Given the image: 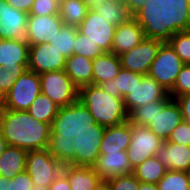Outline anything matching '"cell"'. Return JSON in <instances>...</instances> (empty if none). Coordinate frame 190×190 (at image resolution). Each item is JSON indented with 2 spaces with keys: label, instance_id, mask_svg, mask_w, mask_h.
I'll return each mask as SVG.
<instances>
[{
  "label": "cell",
  "instance_id": "obj_1",
  "mask_svg": "<svg viewBox=\"0 0 190 190\" xmlns=\"http://www.w3.org/2000/svg\"><path fill=\"white\" fill-rule=\"evenodd\" d=\"M129 113L122 97H113L99 85L79 89V102L72 118L71 140L77 143L85 134L127 122Z\"/></svg>",
  "mask_w": 190,
  "mask_h": 190
},
{
  "label": "cell",
  "instance_id": "obj_2",
  "mask_svg": "<svg viewBox=\"0 0 190 190\" xmlns=\"http://www.w3.org/2000/svg\"><path fill=\"white\" fill-rule=\"evenodd\" d=\"M0 131L8 145L27 151L65 148L64 139L50 124L34 119L27 111L0 109Z\"/></svg>",
  "mask_w": 190,
  "mask_h": 190
},
{
  "label": "cell",
  "instance_id": "obj_3",
  "mask_svg": "<svg viewBox=\"0 0 190 190\" xmlns=\"http://www.w3.org/2000/svg\"><path fill=\"white\" fill-rule=\"evenodd\" d=\"M76 151L71 141L65 148L30 150L26 155V171L35 185L50 184L61 174L64 163Z\"/></svg>",
  "mask_w": 190,
  "mask_h": 190
},
{
  "label": "cell",
  "instance_id": "obj_4",
  "mask_svg": "<svg viewBox=\"0 0 190 190\" xmlns=\"http://www.w3.org/2000/svg\"><path fill=\"white\" fill-rule=\"evenodd\" d=\"M132 137V124L128 120L116 126L102 128L85 134L77 143L80 154H100L126 151Z\"/></svg>",
  "mask_w": 190,
  "mask_h": 190
},
{
  "label": "cell",
  "instance_id": "obj_5",
  "mask_svg": "<svg viewBox=\"0 0 190 190\" xmlns=\"http://www.w3.org/2000/svg\"><path fill=\"white\" fill-rule=\"evenodd\" d=\"M41 93L48 96L71 119L75 116L79 102V88L65 70L40 74Z\"/></svg>",
  "mask_w": 190,
  "mask_h": 190
},
{
  "label": "cell",
  "instance_id": "obj_6",
  "mask_svg": "<svg viewBox=\"0 0 190 190\" xmlns=\"http://www.w3.org/2000/svg\"><path fill=\"white\" fill-rule=\"evenodd\" d=\"M164 41L163 31L157 26L137 46L119 55L122 68L147 75Z\"/></svg>",
  "mask_w": 190,
  "mask_h": 190
},
{
  "label": "cell",
  "instance_id": "obj_7",
  "mask_svg": "<svg viewBox=\"0 0 190 190\" xmlns=\"http://www.w3.org/2000/svg\"><path fill=\"white\" fill-rule=\"evenodd\" d=\"M157 26L158 24L152 19L142 16L131 17L128 21L116 26L112 52L119 56L134 48Z\"/></svg>",
  "mask_w": 190,
  "mask_h": 190
},
{
  "label": "cell",
  "instance_id": "obj_8",
  "mask_svg": "<svg viewBox=\"0 0 190 190\" xmlns=\"http://www.w3.org/2000/svg\"><path fill=\"white\" fill-rule=\"evenodd\" d=\"M27 112L34 119L50 124L64 139L71 140L72 119L48 96L40 93Z\"/></svg>",
  "mask_w": 190,
  "mask_h": 190
},
{
  "label": "cell",
  "instance_id": "obj_9",
  "mask_svg": "<svg viewBox=\"0 0 190 190\" xmlns=\"http://www.w3.org/2000/svg\"><path fill=\"white\" fill-rule=\"evenodd\" d=\"M184 63L165 40L152 62L148 76L154 78L166 91L170 92Z\"/></svg>",
  "mask_w": 190,
  "mask_h": 190
},
{
  "label": "cell",
  "instance_id": "obj_10",
  "mask_svg": "<svg viewBox=\"0 0 190 190\" xmlns=\"http://www.w3.org/2000/svg\"><path fill=\"white\" fill-rule=\"evenodd\" d=\"M40 93V75L28 69L14 82L12 88L7 92L3 108L27 111Z\"/></svg>",
  "mask_w": 190,
  "mask_h": 190
},
{
  "label": "cell",
  "instance_id": "obj_11",
  "mask_svg": "<svg viewBox=\"0 0 190 190\" xmlns=\"http://www.w3.org/2000/svg\"><path fill=\"white\" fill-rule=\"evenodd\" d=\"M184 64H190V23L178 12L158 25Z\"/></svg>",
  "mask_w": 190,
  "mask_h": 190
},
{
  "label": "cell",
  "instance_id": "obj_12",
  "mask_svg": "<svg viewBox=\"0 0 190 190\" xmlns=\"http://www.w3.org/2000/svg\"><path fill=\"white\" fill-rule=\"evenodd\" d=\"M164 142L147 126L132 124L131 142L126 150L132 168L134 169L147 158L156 156Z\"/></svg>",
  "mask_w": 190,
  "mask_h": 190
},
{
  "label": "cell",
  "instance_id": "obj_13",
  "mask_svg": "<svg viewBox=\"0 0 190 190\" xmlns=\"http://www.w3.org/2000/svg\"><path fill=\"white\" fill-rule=\"evenodd\" d=\"M102 181L133 173L126 151L100 154H81Z\"/></svg>",
  "mask_w": 190,
  "mask_h": 190
},
{
  "label": "cell",
  "instance_id": "obj_14",
  "mask_svg": "<svg viewBox=\"0 0 190 190\" xmlns=\"http://www.w3.org/2000/svg\"><path fill=\"white\" fill-rule=\"evenodd\" d=\"M62 173L71 190H93L102 181L77 150L64 163Z\"/></svg>",
  "mask_w": 190,
  "mask_h": 190
},
{
  "label": "cell",
  "instance_id": "obj_15",
  "mask_svg": "<svg viewBox=\"0 0 190 190\" xmlns=\"http://www.w3.org/2000/svg\"><path fill=\"white\" fill-rule=\"evenodd\" d=\"M183 120L179 103L175 99H162L156 101V116L147 127L163 141H167Z\"/></svg>",
  "mask_w": 190,
  "mask_h": 190
},
{
  "label": "cell",
  "instance_id": "obj_16",
  "mask_svg": "<svg viewBox=\"0 0 190 190\" xmlns=\"http://www.w3.org/2000/svg\"><path fill=\"white\" fill-rule=\"evenodd\" d=\"M105 20L98 15V12L90 8L77 28L81 34L88 36V39L98 44L104 52H112L116 26Z\"/></svg>",
  "mask_w": 190,
  "mask_h": 190
},
{
  "label": "cell",
  "instance_id": "obj_17",
  "mask_svg": "<svg viewBox=\"0 0 190 190\" xmlns=\"http://www.w3.org/2000/svg\"><path fill=\"white\" fill-rule=\"evenodd\" d=\"M66 57L49 42L29 46L28 69L42 74L50 71L65 70Z\"/></svg>",
  "mask_w": 190,
  "mask_h": 190
},
{
  "label": "cell",
  "instance_id": "obj_18",
  "mask_svg": "<svg viewBox=\"0 0 190 190\" xmlns=\"http://www.w3.org/2000/svg\"><path fill=\"white\" fill-rule=\"evenodd\" d=\"M125 4L133 16H142L155 21L158 25L170 15L178 12L176 0H115Z\"/></svg>",
  "mask_w": 190,
  "mask_h": 190
},
{
  "label": "cell",
  "instance_id": "obj_19",
  "mask_svg": "<svg viewBox=\"0 0 190 190\" xmlns=\"http://www.w3.org/2000/svg\"><path fill=\"white\" fill-rule=\"evenodd\" d=\"M63 25L59 14L28 15L25 41L29 46L50 42Z\"/></svg>",
  "mask_w": 190,
  "mask_h": 190
},
{
  "label": "cell",
  "instance_id": "obj_20",
  "mask_svg": "<svg viewBox=\"0 0 190 190\" xmlns=\"http://www.w3.org/2000/svg\"><path fill=\"white\" fill-rule=\"evenodd\" d=\"M29 45L22 39H0V66L10 73L28 70Z\"/></svg>",
  "mask_w": 190,
  "mask_h": 190
},
{
  "label": "cell",
  "instance_id": "obj_21",
  "mask_svg": "<svg viewBox=\"0 0 190 190\" xmlns=\"http://www.w3.org/2000/svg\"><path fill=\"white\" fill-rule=\"evenodd\" d=\"M162 99H172L154 78L144 75L142 81L125 98L126 110L130 113L134 108Z\"/></svg>",
  "mask_w": 190,
  "mask_h": 190
},
{
  "label": "cell",
  "instance_id": "obj_22",
  "mask_svg": "<svg viewBox=\"0 0 190 190\" xmlns=\"http://www.w3.org/2000/svg\"><path fill=\"white\" fill-rule=\"evenodd\" d=\"M28 13L17 10L3 0V13L0 17V39L25 40Z\"/></svg>",
  "mask_w": 190,
  "mask_h": 190
},
{
  "label": "cell",
  "instance_id": "obj_23",
  "mask_svg": "<svg viewBox=\"0 0 190 190\" xmlns=\"http://www.w3.org/2000/svg\"><path fill=\"white\" fill-rule=\"evenodd\" d=\"M156 157L172 171H185L190 168V146L165 141L157 151Z\"/></svg>",
  "mask_w": 190,
  "mask_h": 190
},
{
  "label": "cell",
  "instance_id": "obj_24",
  "mask_svg": "<svg viewBox=\"0 0 190 190\" xmlns=\"http://www.w3.org/2000/svg\"><path fill=\"white\" fill-rule=\"evenodd\" d=\"M143 74L121 68L114 79L99 84L103 91L123 99L142 81Z\"/></svg>",
  "mask_w": 190,
  "mask_h": 190
},
{
  "label": "cell",
  "instance_id": "obj_25",
  "mask_svg": "<svg viewBox=\"0 0 190 190\" xmlns=\"http://www.w3.org/2000/svg\"><path fill=\"white\" fill-rule=\"evenodd\" d=\"M121 68L120 57L113 52H105L92 61V84L99 85L114 79Z\"/></svg>",
  "mask_w": 190,
  "mask_h": 190
},
{
  "label": "cell",
  "instance_id": "obj_26",
  "mask_svg": "<svg viewBox=\"0 0 190 190\" xmlns=\"http://www.w3.org/2000/svg\"><path fill=\"white\" fill-rule=\"evenodd\" d=\"M92 61L77 54L66 58L65 72L79 89L92 84Z\"/></svg>",
  "mask_w": 190,
  "mask_h": 190
},
{
  "label": "cell",
  "instance_id": "obj_27",
  "mask_svg": "<svg viewBox=\"0 0 190 190\" xmlns=\"http://www.w3.org/2000/svg\"><path fill=\"white\" fill-rule=\"evenodd\" d=\"M27 150L8 145L0 157V175L12 179L26 170Z\"/></svg>",
  "mask_w": 190,
  "mask_h": 190
},
{
  "label": "cell",
  "instance_id": "obj_28",
  "mask_svg": "<svg viewBox=\"0 0 190 190\" xmlns=\"http://www.w3.org/2000/svg\"><path fill=\"white\" fill-rule=\"evenodd\" d=\"M93 10L106 19V22L115 26H119L133 17L125 4L115 0H104L97 4Z\"/></svg>",
  "mask_w": 190,
  "mask_h": 190
},
{
  "label": "cell",
  "instance_id": "obj_29",
  "mask_svg": "<svg viewBox=\"0 0 190 190\" xmlns=\"http://www.w3.org/2000/svg\"><path fill=\"white\" fill-rule=\"evenodd\" d=\"M89 9L84 0H64L59 4V16L64 25L78 27Z\"/></svg>",
  "mask_w": 190,
  "mask_h": 190
},
{
  "label": "cell",
  "instance_id": "obj_30",
  "mask_svg": "<svg viewBox=\"0 0 190 190\" xmlns=\"http://www.w3.org/2000/svg\"><path fill=\"white\" fill-rule=\"evenodd\" d=\"M167 172V168L156 156L147 158L134 168V176L142 183L157 184Z\"/></svg>",
  "mask_w": 190,
  "mask_h": 190
},
{
  "label": "cell",
  "instance_id": "obj_31",
  "mask_svg": "<svg viewBox=\"0 0 190 190\" xmlns=\"http://www.w3.org/2000/svg\"><path fill=\"white\" fill-rule=\"evenodd\" d=\"M77 36V27L63 25L61 30L56 33L54 38L49 42L57 51L66 58L73 55V46Z\"/></svg>",
  "mask_w": 190,
  "mask_h": 190
},
{
  "label": "cell",
  "instance_id": "obj_32",
  "mask_svg": "<svg viewBox=\"0 0 190 190\" xmlns=\"http://www.w3.org/2000/svg\"><path fill=\"white\" fill-rule=\"evenodd\" d=\"M157 185L159 190H190L189 176L185 171L167 170Z\"/></svg>",
  "mask_w": 190,
  "mask_h": 190
},
{
  "label": "cell",
  "instance_id": "obj_33",
  "mask_svg": "<svg viewBox=\"0 0 190 190\" xmlns=\"http://www.w3.org/2000/svg\"><path fill=\"white\" fill-rule=\"evenodd\" d=\"M105 52L101 47L88 39V36L81 34L77 28V36L73 46V54L81 55L91 60L101 56Z\"/></svg>",
  "mask_w": 190,
  "mask_h": 190
},
{
  "label": "cell",
  "instance_id": "obj_34",
  "mask_svg": "<svg viewBox=\"0 0 190 190\" xmlns=\"http://www.w3.org/2000/svg\"><path fill=\"white\" fill-rule=\"evenodd\" d=\"M156 116V101L134 108L129 113L131 124L148 126Z\"/></svg>",
  "mask_w": 190,
  "mask_h": 190
},
{
  "label": "cell",
  "instance_id": "obj_35",
  "mask_svg": "<svg viewBox=\"0 0 190 190\" xmlns=\"http://www.w3.org/2000/svg\"><path fill=\"white\" fill-rule=\"evenodd\" d=\"M190 93V64H184L181 68L169 95L172 99Z\"/></svg>",
  "mask_w": 190,
  "mask_h": 190
},
{
  "label": "cell",
  "instance_id": "obj_36",
  "mask_svg": "<svg viewBox=\"0 0 190 190\" xmlns=\"http://www.w3.org/2000/svg\"><path fill=\"white\" fill-rule=\"evenodd\" d=\"M111 190H139L140 181L133 173L107 180Z\"/></svg>",
  "mask_w": 190,
  "mask_h": 190
},
{
  "label": "cell",
  "instance_id": "obj_37",
  "mask_svg": "<svg viewBox=\"0 0 190 190\" xmlns=\"http://www.w3.org/2000/svg\"><path fill=\"white\" fill-rule=\"evenodd\" d=\"M59 14V3L54 0H34L29 15H55Z\"/></svg>",
  "mask_w": 190,
  "mask_h": 190
},
{
  "label": "cell",
  "instance_id": "obj_38",
  "mask_svg": "<svg viewBox=\"0 0 190 190\" xmlns=\"http://www.w3.org/2000/svg\"><path fill=\"white\" fill-rule=\"evenodd\" d=\"M167 142L190 146V123L182 121L169 135Z\"/></svg>",
  "mask_w": 190,
  "mask_h": 190
},
{
  "label": "cell",
  "instance_id": "obj_39",
  "mask_svg": "<svg viewBox=\"0 0 190 190\" xmlns=\"http://www.w3.org/2000/svg\"><path fill=\"white\" fill-rule=\"evenodd\" d=\"M32 187L33 182L26 170L8 179V190H32Z\"/></svg>",
  "mask_w": 190,
  "mask_h": 190
},
{
  "label": "cell",
  "instance_id": "obj_40",
  "mask_svg": "<svg viewBox=\"0 0 190 190\" xmlns=\"http://www.w3.org/2000/svg\"><path fill=\"white\" fill-rule=\"evenodd\" d=\"M3 66H0V87H2L7 93L13 86L14 82L23 74V73H10L4 71Z\"/></svg>",
  "mask_w": 190,
  "mask_h": 190
},
{
  "label": "cell",
  "instance_id": "obj_41",
  "mask_svg": "<svg viewBox=\"0 0 190 190\" xmlns=\"http://www.w3.org/2000/svg\"><path fill=\"white\" fill-rule=\"evenodd\" d=\"M175 100L179 103L181 107L184 121L190 123V93L178 96Z\"/></svg>",
  "mask_w": 190,
  "mask_h": 190
},
{
  "label": "cell",
  "instance_id": "obj_42",
  "mask_svg": "<svg viewBox=\"0 0 190 190\" xmlns=\"http://www.w3.org/2000/svg\"><path fill=\"white\" fill-rule=\"evenodd\" d=\"M49 190H71L66 176L61 174L50 184Z\"/></svg>",
  "mask_w": 190,
  "mask_h": 190
},
{
  "label": "cell",
  "instance_id": "obj_43",
  "mask_svg": "<svg viewBox=\"0 0 190 190\" xmlns=\"http://www.w3.org/2000/svg\"><path fill=\"white\" fill-rule=\"evenodd\" d=\"M34 0H7V3L17 10L24 11L29 14Z\"/></svg>",
  "mask_w": 190,
  "mask_h": 190
},
{
  "label": "cell",
  "instance_id": "obj_44",
  "mask_svg": "<svg viewBox=\"0 0 190 190\" xmlns=\"http://www.w3.org/2000/svg\"><path fill=\"white\" fill-rule=\"evenodd\" d=\"M178 13L190 23V0H181L178 3Z\"/></svg>",
  "mask_w": 190,
  "mask_h": 190
},
{
  "label": "cell",
  "instance_id": "obj_45",
  "mask_svg": "<svg viewBox=\"0 0 190 190\" xmlns=\"http://www.w3.org/2000/svg\"><path fill=\"white\" fill-rule=\"evenodd\" d=\"M139 190H159L157 184L142 183L139 184Z\"/></svg>",
  "mask_w": 190,
  "mask_h": 190
},
{
  "label": "cell",
  "instance_id": "obj_46",
  "mask_svg": "<svg viewBox=\"0 0 190 190\" xmlns=\"http://www.w3.org/2000/svg\"><path fill=\"white\" fill-rule=\"evenodd\" d=\"M8 146L5 138L3 137L1 131H0V157L3 154L4 150L6 149V147Z\"/></svg>",
  "mask_w": 190,
  "mask_h": 190
},
{
  "label": "cell",
  "instance_id": "obj_47",
  "mask_svg": "<svg viewBox=\"0 0 190 190\" xmlns=\"http://www.w3.org/2000/svg\"><path fill=\"white\" fill-rule=\"evenodd\" d=\"M6 98H7V93L2 87H0V109L3 108Z\"/></svg>",
  "mask_w": 190,
  "mask_h": 190
},
{
  "label": "cell",
  "instance_id": "obj_48",
  "mask_svg": "<svg viewBox=\"0 0 190 190\" xmlns=\"http://www.w3.org/2000/svg\"><path fill=\"white\" fill-rule=\"evenodd\" d=\"M0 190H8V179L0 175Z\"/></svg>",
  "mask_w": 190,
  "mask_h": 190
},
{
  "label": "cell",
  "instance_id": "obj_49",
  "mask_svg": "<svg viewBox=\"0 0 190 190\" xmlns=\"http://www.w3.org/2000/svg\"><path fill=\"white\" fill-rule=\"evenodd\" d=\"M93 190H111L107 181H101Z\"/></svg>",
  "mask_w": 190,
  "mask_h": 190
},
{
  "label": "cell",
  "instance_id": "obj_50",
  "mask_svg": "<svg viewBox=\"0 0 190 190\" xmlns=\"http://www.w3.org/2000/svg\"><path fill=\"white\" fill-rule=\"evenodd\" d=\"M87 5L89 6V8H94L97 4L101 3L104 0H84Z\"/></svg>",
  "mask_w": 190,
  "mask_h": 190
},
{
  "label": "cell",
  "instance_id": "obj_51",
  "mask_svg": "<svg viewBox=\"0 0 190 190\" xmlns=\"http://www.w3.org/2000/svg\"><path fill=\"white\" fill-rule=\"evenodd\" d=\"M32 190H49V186L47 185H35L33 184Z\"/></svg>",
  "mask_w": 190,
  "mask_h": 190
},
{
  "label": "cell",
  "instance_id": "obj_52",
  "mask_svg": "<svg viewBox=\"0 0 190 190\" xmlns=\"http://www.w3.org/2000/svg\"><path fill=\"white\" fill-rule=\"evenodd\" d=\"M3 13V0H0V17Z\"/></svg>",
  "mask_w": 190,
  "mask_h": 190
},
{
  "label": "cell",
  "instance_id": "obj_53",
  "mask_svg": "<svg viewBox=\"0 0 190 190\" xmlns=\"http://www.w3.org/2000/svg\"><path fill=\"white\" fill-rule=\"evenodd\" d=\"M54 1H56L59 4H61L64 0H54Z\"/></svg>",
  "mask_w": 190,
  "mask_h": 190
},
{
  "label": "cell",
  "instance_id": "obj_54",
  "mask_svg": "<svg viewBox=\"0 0 190 190\" xmlns=\"http://www.w3.org/2000/svg\"><path fill=\"white\" fill-rule=\"evenodd\" d=\"M187 173H188L189 181H190V168L188 169Z\"/></svg>",
  "mask_w": 190,
  "mask_h": 190
}]
</instances>
